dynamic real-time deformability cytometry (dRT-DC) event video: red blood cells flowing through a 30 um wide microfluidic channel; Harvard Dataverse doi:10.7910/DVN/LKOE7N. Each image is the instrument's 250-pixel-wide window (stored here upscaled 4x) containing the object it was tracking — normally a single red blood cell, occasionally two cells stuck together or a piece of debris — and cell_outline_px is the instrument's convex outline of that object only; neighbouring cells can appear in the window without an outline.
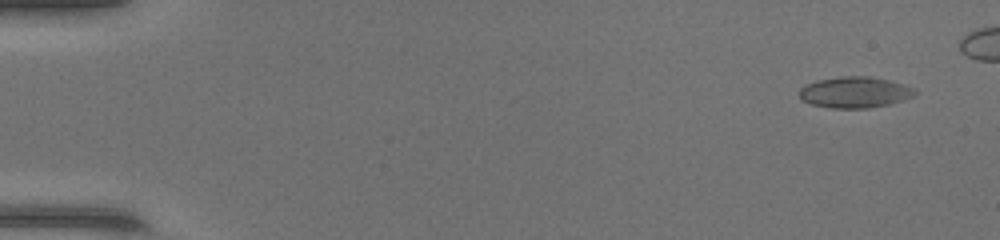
{"species": "common noctule bat (a hibernating species)", "species_latin": "Nyctalus noctula", "temperature_condition": "warm", "stored_images_in_passage": 44, "camera_frame_rate_fps": 3000, "um_per_image_px": 0.085, "animal": {"sex": "female", "body_mass_g": 17.0, "forearm_length_mm": 48.0}, "frame": {"image": 1, "passage_image": 3, "time_ms": 0.667, "image_size_px": [1000, 240], "cell_outline_px": [[916, 96], [888, 104], [868, 108], [828, 108], [812, 104], [800, 100], [800, 88], [804, 84], [816, 80], [840, 76], [868, 76], [888, 80], [904, 84], [916, 88]], "centroid_in_image_um": [72.65, 7.84], "position_along_channel_um": 12.4, "area_um2": 21.15}}
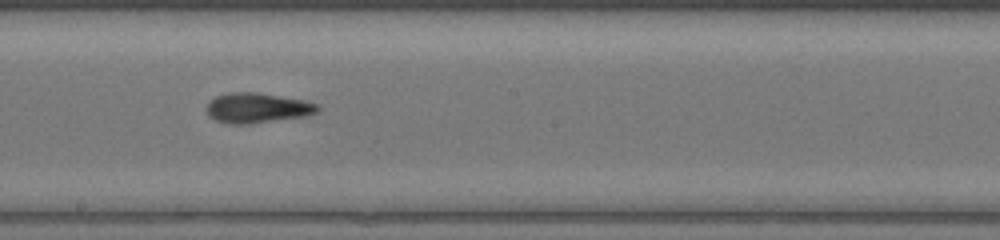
{"frame": {"image": 2, "passage_image": 28, "time_ms": 9.0, "image_size_px": [1000, 240], "cell_outline_px": [[320, 108], [316, 112], [308, 116], [248, 124], [228, 124], [216, 120], [208, 116], [208, 100], [216, 96], [228, 92], [256, 92], [304, 100], [316, 104]], "centroid_in_image_um": [21.85, 9.17], "position_along_channel_um": 226.3, "area_um2": 19.48}}
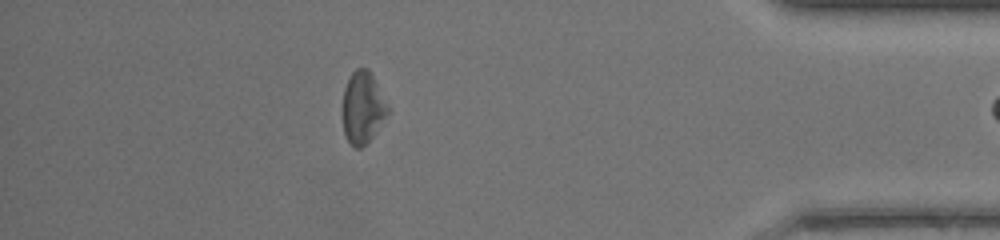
{"frame": {"image": 3, "passage_image": 43, "time_ms": 14.0, "image_size_px": [1000, 240], "cell_outline_px": [[388, 112], [372, 136], [360, 148], [356, 148], [348, 140], [344, 132], [344, 88], [352, 72], [356, 68], [368, 68], [388, 104]], "centroid_in_image_um": [30.83, 9.11], "position_along_channel_um": 404.4, "area_um2": 18.21}}